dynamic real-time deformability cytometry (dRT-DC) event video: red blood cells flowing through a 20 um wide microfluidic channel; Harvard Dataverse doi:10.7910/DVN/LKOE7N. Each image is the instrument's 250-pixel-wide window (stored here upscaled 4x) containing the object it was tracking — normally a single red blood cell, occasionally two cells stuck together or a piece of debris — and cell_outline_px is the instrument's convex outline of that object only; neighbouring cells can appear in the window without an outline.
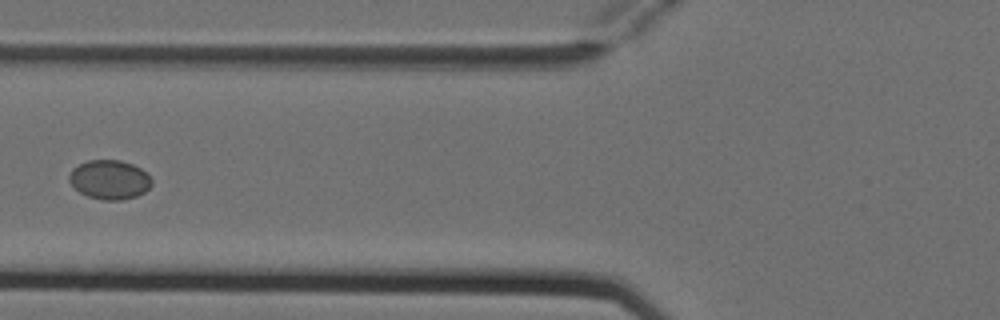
{"species": "Egyptian fruit bat (a non-hibernating species)", "species_latin": "Rousettus aegyptiacus", "temperature_condition": "cold", "stored_images_in_passage": 6, "camera_frame_rate_fps": 3000, "um_per_image_px": 0.085, "animal": {"sex": "female"}, "frame": {"image": 1, "passage_image": 6, "time_ms": 1.667, "image_size_px": [1000, 320], "cell_outline_px": [[152, 184], [144, 192], [136, 196], [124, 200], [104, 200], [88, 196], [80, 192], [68, 180], [68, 176], [72, 168], [88, 160], [120, 160], [132, 164], [140, 168], [152, 180]], "centroid_in_image_um": [9.3, 15.27], "position_along_channel_um": 116.5, "area_um2": 18.73}}